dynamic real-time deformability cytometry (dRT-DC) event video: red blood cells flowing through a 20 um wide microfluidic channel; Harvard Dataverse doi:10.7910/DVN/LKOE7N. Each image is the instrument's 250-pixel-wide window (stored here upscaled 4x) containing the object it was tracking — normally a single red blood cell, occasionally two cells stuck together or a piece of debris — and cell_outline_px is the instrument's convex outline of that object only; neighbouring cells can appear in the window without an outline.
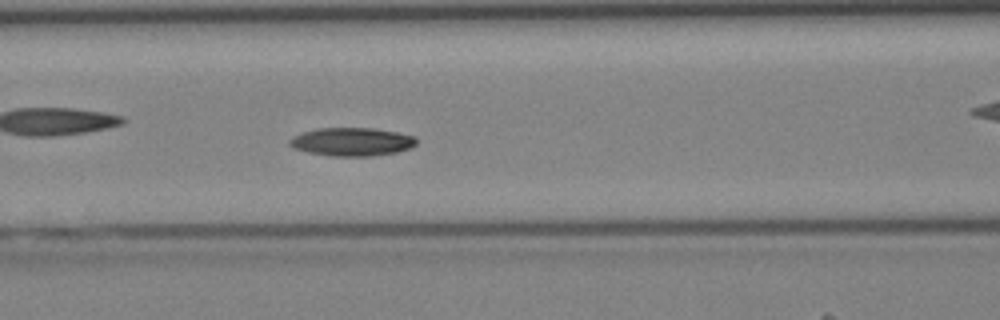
{"species": "Egyptian fruit bat (a non-hibernating species)", "species_latin": "Rousettus aegyptiacus", "temperature_condition": "cold", "stored_images_in_passage": 30, "camera_frame_rate_fps": 3000, "um_per_image_px": 0.085, "animal": {"sex": "female"}, "frame": {"image": 1, "passage_image": 5, "time_ms": 1.333, "image_size_px": [1000, 320], "cell_outline_px": [[416, 144], [412, 148], [396, 152], [372, 156], [332, 156], [308, 152], [292, 148], [288, 144], [288, 140], [292, 136], [300, 132], [316, 128], [372, 128], [396, 132], [416, 136]], "centroid_in_image_um": [29.87, 12.05], "position_along_channel_um": 136.7, "area_um2": 21.15}}
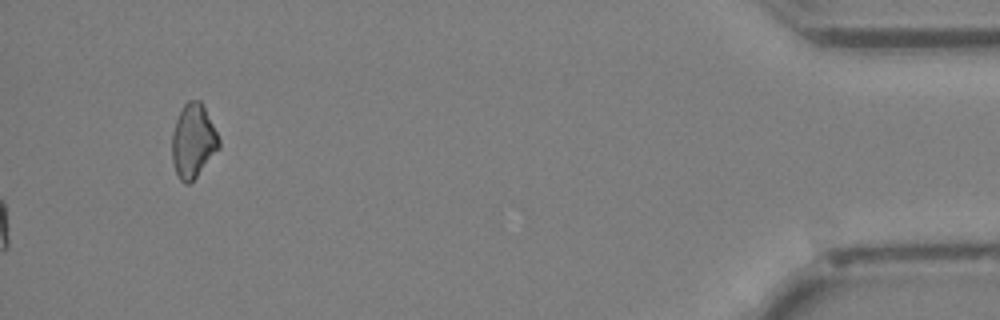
{"frame": {"image": 2, "passage_image": 30, "time_ms": 9.667, "image_size_px": [1000, 320], "cell_outline_px": [[220, 148], [196, 176], [188, 184], [184, 184], [180, 180], [176, 172], [172, 160], [172, 132], [176, 120], [184, 104], [188, 100], [200, 100], [204, 104], [220, 140]], "centroid_in_image_um": [16.42, 11.96], "position_along_channel_um": 418.8, "area_um2": 20.17}}